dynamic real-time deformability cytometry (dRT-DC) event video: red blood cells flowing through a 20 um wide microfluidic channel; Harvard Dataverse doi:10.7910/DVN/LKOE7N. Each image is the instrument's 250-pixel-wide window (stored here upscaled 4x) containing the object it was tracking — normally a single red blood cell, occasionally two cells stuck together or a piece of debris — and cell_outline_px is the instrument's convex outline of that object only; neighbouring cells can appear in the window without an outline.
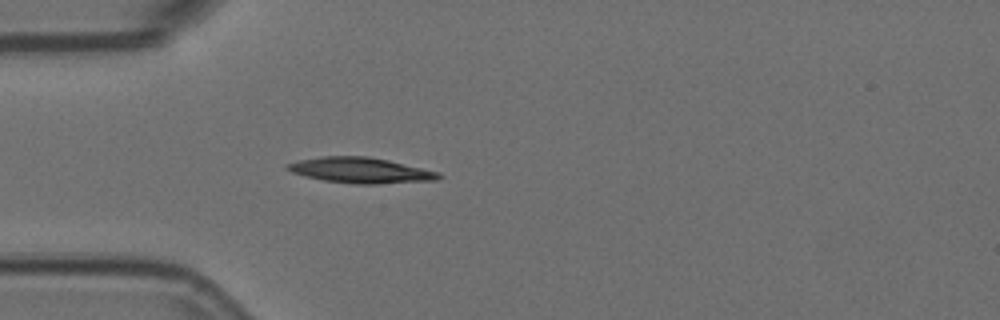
{"species": "Egyptian fruit bat (a non-hibernating species)", "species_latin": "Rousettus aegyptiacus", "temperature_condition": "room temperature", "stored_images_in_passage": 3, "camera_frame_rate_fps": 3000, "um_per_image_px": 0.085, "animal": {"sex": "female"}, "frame": {"image": 1, "passage_image": 3, "time_ms": 0.667, "image_size_px": [1000, 320], "cell_outline_px": [[444, 176], [436, 180], [376, 184], [356, 184], [324, 180], [304, 176], [292, 172], [284, 168], [284, 164], [300, 160], [324, 156], [368, 156], [388, 160], [440, 172]], "centroid_in_image_um": [30.65, 14.47], "position_along_channel_um": 54.4, "area_um2": 22.54}}